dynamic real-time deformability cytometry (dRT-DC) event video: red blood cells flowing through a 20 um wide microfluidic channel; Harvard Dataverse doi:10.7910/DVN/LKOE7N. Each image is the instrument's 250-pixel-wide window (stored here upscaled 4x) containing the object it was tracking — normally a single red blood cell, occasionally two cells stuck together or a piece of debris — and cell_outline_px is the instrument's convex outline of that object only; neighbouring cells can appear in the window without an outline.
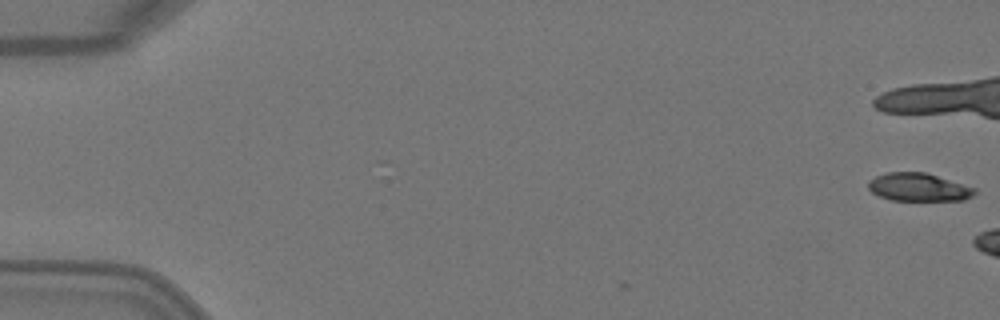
{"species": "Egyptian fruit bat (a non-hibernating species)", "species_latin": "Rousettus aegyptiacus", "temperature_condition": "warm", "stored_images_in_passage": 3, "camera_frame_rate_fps": 3000, "um_per_image_px": 0.085, "animal": {"sex": "female"}, "frame": {"image": 1, "passage_image": 1, "time_ms": 0.0, "image_size_px": [1000, 320], "cell_outline_px": [[976, 192], [972, 196], [964, 200], [892, 200], [880, 196], [872, 192], [868, 188], [868, 180], [876, 176], [888, 172], [924, 172], [976, 188]], "centroid_in_image_um": [78.06, 15.91], "position_along_channel_um": 6.9, "area_um2": 17.22}}